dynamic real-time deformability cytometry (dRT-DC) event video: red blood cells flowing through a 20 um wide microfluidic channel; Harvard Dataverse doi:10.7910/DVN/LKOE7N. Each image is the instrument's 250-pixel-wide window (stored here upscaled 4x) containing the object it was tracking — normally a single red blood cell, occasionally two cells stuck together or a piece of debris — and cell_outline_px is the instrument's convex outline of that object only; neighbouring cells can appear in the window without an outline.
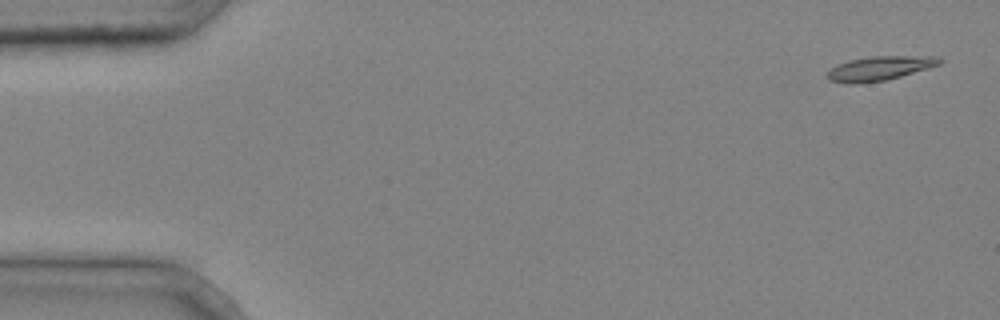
{"species": "common noctule bat (a hibernating species)", "species_latin": "Nyctalus noctula", "temperature_condition": "cold", "stored_images_in_passage": 4, "camera_frame_rate_fps": 3000, "um_per_image_px": 0.085, "animal": {"sex": "male", "body_mass_g": 20.4}, "frame": {"image": 1, "passage_image": 1, "time_ms": 0.0, "image_size_px": [1000, 320], "cell_outline_px": [[944, 60], [940, 64], [928, 68], [888, 80], [856, 84], [848, 84], [828, 80], [828, 68], [836, 64], [848, 60], [872, 56], [940, 56]], "centroid_in_image_um": [74.75, 5.81], "position_along_channel_um": 10.2, "area_um2": 16.13}}
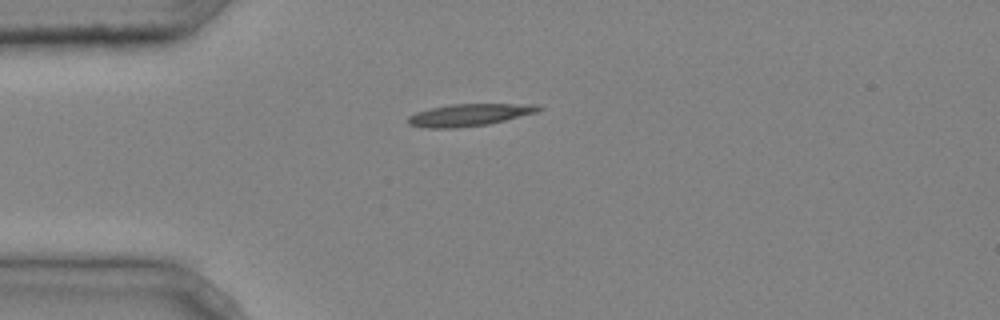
{"frame": {"image": 2, "passage_image": 4, "time_ms": 1.0, "image_size_px": [1000, 320], "cell_outline_px": [[544, 108], [536, 112], [488, 124], [456, 128], [428, 128], [408, 124], [408, 116], [416, 112], [432, 108], [452, 104], [540, 104]], "centroid_in_image_um": [39.9, 9.76], "position_along_channel_um": 45.1, "area_um2": 16.7}}